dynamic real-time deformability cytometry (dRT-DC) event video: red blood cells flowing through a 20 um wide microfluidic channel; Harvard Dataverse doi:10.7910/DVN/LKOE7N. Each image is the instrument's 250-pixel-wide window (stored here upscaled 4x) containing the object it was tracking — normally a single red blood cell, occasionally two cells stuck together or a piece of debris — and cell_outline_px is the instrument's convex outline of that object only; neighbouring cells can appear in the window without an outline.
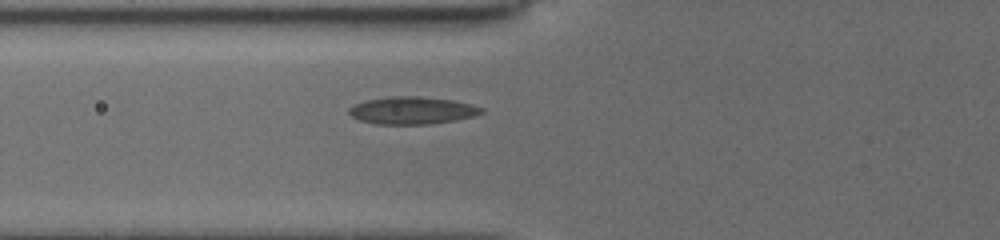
{"species": "common noctule bat (a hibernating species)", "species_latin": "Nyctalus noctula", "temperature_condition": "cold", "stored_images_in_passage": 8, "camera_frame_rate_fps": 3000, "um_per_image_px": 0.085, "animal": {"sex": "female", "body_mass_g": 19.5, "forearm_length_mm": 54.1}, "frame": {"image": 1, "passage_image": 2, "time_ms": 0.667, "image_size_px": [1000, 240], "cell_outline_px": [[484, 112], [472, 116], [456, 120], [428, 124], [376, 124], [360, 120], [352, 116], [348, 112], [348, 108], [356, 104], [368, 100], [388, 96], [420, 96], [452, 100], [484, 108]], "centroid_in_image_um": [35.02, 9.38], "position_along_channel_um": 90.8, "area_um2": 20.98}}
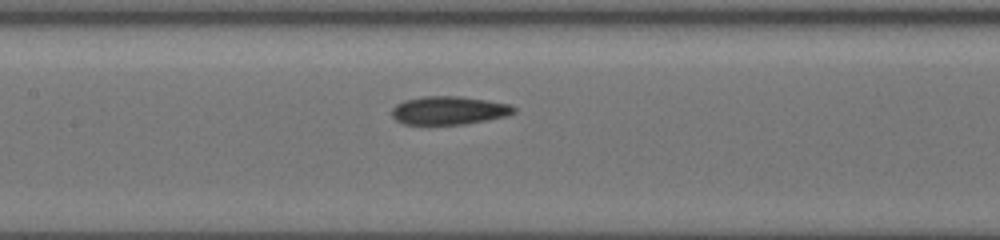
{"frame": {"image": 2, "passage_image": 6, "time_ms": 2.667, "image_size_px": [1000, 240], "cell_outline_px": [[516, 112], [508, 116], [488, 120], [464, 124], [428, 128], [404, 124], [396, 120], [392, 116], [392, 108], [396, 104], [404, 100], [424, 96], [460, 96], [508, 104], [516, 108]], "centroid_in_image_um": [38.1, 9.44], "position_along_channel_um": 169.3, "area_um2": 20.98}}
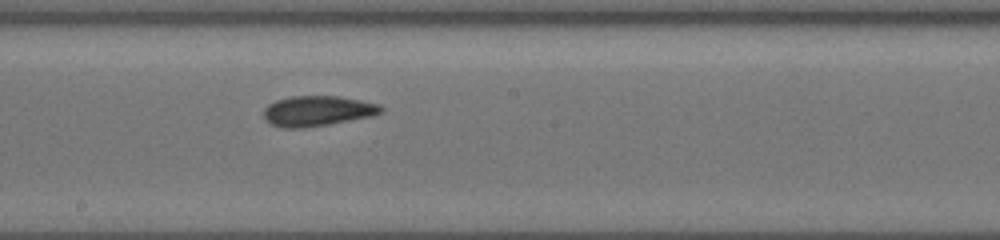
{"frame": {"image": 3, "passage_image": 8, "time_ms": 4.0, "image_size_px": [1000, 240], "cell_outline_px": [[384, 108], [380, 112], [372, 116], [328, 124], [304, 128], [284, 128], [272, 124], [264, 120], [264, 108], [268, 104], [276, 100], [292, 96], [340, 96], [380, 104]], "centroid_in_image_um": [26.97, 9.43], "position_along_channel_um": 221.2, "area_um2": 20.69}}